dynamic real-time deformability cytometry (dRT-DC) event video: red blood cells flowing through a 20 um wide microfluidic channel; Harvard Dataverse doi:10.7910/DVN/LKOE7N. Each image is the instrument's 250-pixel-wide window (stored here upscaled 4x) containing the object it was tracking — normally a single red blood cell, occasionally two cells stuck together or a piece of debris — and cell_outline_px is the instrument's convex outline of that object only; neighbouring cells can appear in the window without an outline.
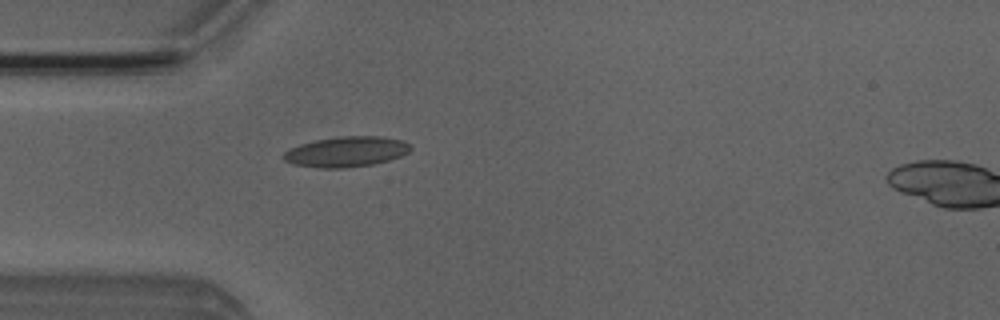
{"species": "Egyptian fruit bat (a non-hibernating species)", "species_latin": "Rousettus aegyptiacus", "temperature_condition": "room temperature", "stored_images_in_passage": 5, "camera_frame_rate_fps": 3000, "um_per_image_px": 0.085, "animal": {"sex": "male"}, "frame": {"image": 1, "passage_image": 4, "time_ms": 3.333, "image_size_px": [1000, 320], "cell_outline_px": [[412, 148], [408, 152], [400, 156], [388, 160], [372, 164], [344, 168], [320, 168], [292, 164], [284, 160], [280, 156], [288, 148], [300, 144], [316, 140], [340, 136], [380, 136], [404, 140]], "centroid_in_image_um": [29.39, 12.89], "position_along_channel_um": 55.6, "area_um2": 22.54}}